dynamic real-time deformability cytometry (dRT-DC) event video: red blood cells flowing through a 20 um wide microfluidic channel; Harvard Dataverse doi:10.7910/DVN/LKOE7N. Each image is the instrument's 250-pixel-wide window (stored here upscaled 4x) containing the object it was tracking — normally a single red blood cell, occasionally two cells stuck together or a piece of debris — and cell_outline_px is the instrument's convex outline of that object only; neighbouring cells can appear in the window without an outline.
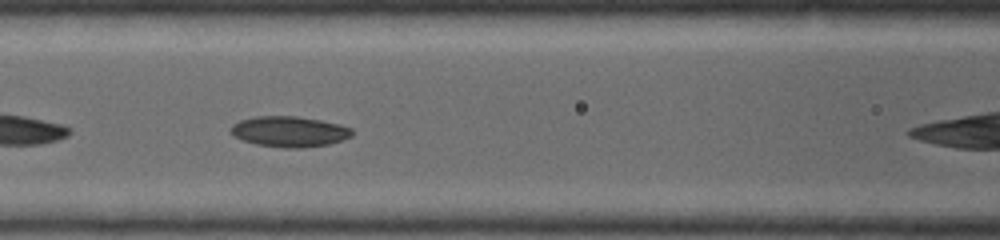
{"species": "common noctule bat (a hibernating species)", "species_latin": "Nyctalus noctula", "temperature_condition": "warm", "stored_images_in_passage": 7, "camera_frame_rate_fps": 5000, "um_per_image_px": 0.085, "animal": {"sex": "female", "body_mass_g": 19.0, "forearm_length_mm": 53.3}, "frame": {"image": 1, "passage_image": 5, "time_ms": 1.4, "image_size_px": [1000, 240], "cell_outline_px": [[352, 136], [328, 144], [300, 148], [284, 148], [256, 144], [232, 136], [228, 132], [228, 128], [232, 124], [240, 120], [256, 116], [296, 116], [320, 120], [340, 124], [352, 128]], "centroid_in_image_um": [24.54, 11.18], "position_along_channel_um": 142.1, "area_um2": 21.73}}